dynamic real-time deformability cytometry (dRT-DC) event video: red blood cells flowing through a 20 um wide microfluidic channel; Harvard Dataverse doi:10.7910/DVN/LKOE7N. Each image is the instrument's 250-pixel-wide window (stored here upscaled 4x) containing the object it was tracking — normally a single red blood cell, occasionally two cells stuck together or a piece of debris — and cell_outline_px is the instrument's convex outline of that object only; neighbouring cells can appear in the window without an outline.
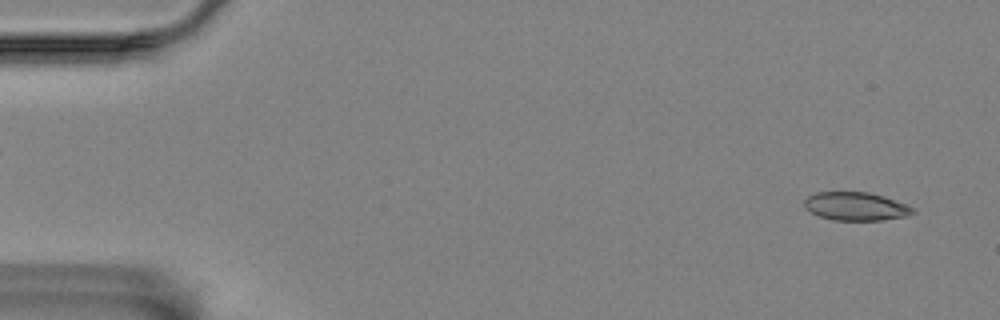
{"species": "Egyptian fruit bat (a non-hibernating species)", "species_latin": "Rousettus aegyptiacus", "temperature_condition": "room temperature", "stored_images_in_passage": 18, "camera_frame_rate_fps": 3000, "um_per_image_px": 0.085, "animal": {"sex": "female"}, "frame": {"image": 1, "passage_image": 2, "time_ms": 0.333, "image_size_px": [1000, 320], "cell_outline_px": [[916, 212], [908, 216], [880, 220], [832, 220], [820, 216], [812, 212], [804, 204], [804, 200], [808, 196], [816, 192], [868, 192], [884, 196], [904, 204], [912, 208]], "centroid_in_image_um": [72.75, 17.54], "position_along_channel_um": 12.3, "area_um2": 17.69}}
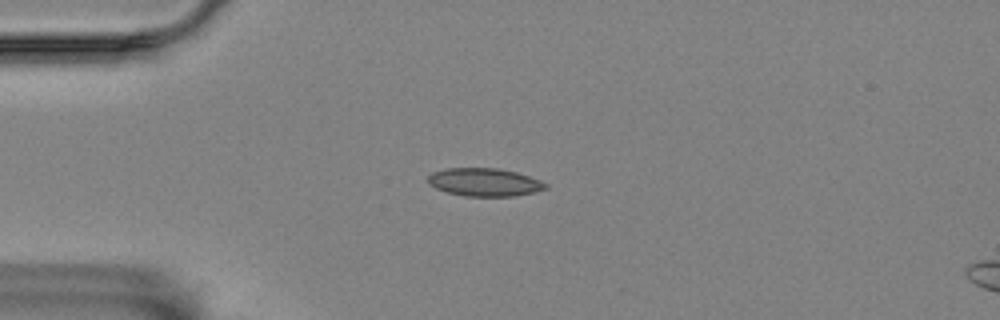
{"frame": {"image": 2, "passage_image": 13, "time_ms": 4.0, "image_size_px": [1000, 320], "cell_outline_px": [[548, 188], [536, 192], [516, 196], [464, 196], [448, 192], [436, 188], [428, 184], [428, 176], [432, 172], [448, 168], [496, 168], [516, 172], [540, 180], [548, 184]], "centroid_in_image_um": [41.2, 15.49], "position_along_channel_um": 43.8, "area_um2": 19.25}}